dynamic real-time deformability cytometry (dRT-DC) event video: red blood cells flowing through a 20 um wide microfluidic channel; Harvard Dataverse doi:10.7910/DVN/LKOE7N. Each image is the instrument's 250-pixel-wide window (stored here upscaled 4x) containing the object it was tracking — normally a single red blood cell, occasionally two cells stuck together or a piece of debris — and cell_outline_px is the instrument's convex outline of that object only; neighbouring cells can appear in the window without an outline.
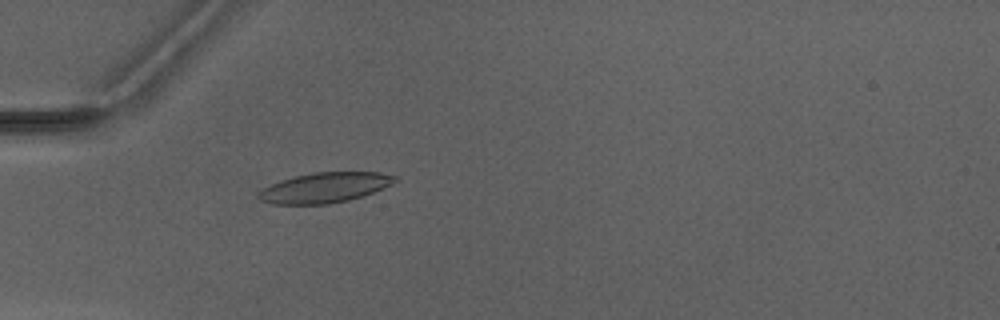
{"species": "Egyptian fruit bat (a non-hibernating species)", "species_latin": "Rousettus aegyptiacus", "temperature_condition": "warm", "stored_images_in_passage": 5, "camera_frame_rate_fps": 3000, "um_per_image_px": 0.085, "animal": {"sex": "male"}, "frame": {"image": 1, "passage_image": 5, "time_ms": 4.667, "image_size_px": [1000, 320], "cell_outline_px": [[396, 180], [392, 184], [372, 192], [348, 200], [328, 204], [272, 204], [260, 200], [256, 196], [264, 188], [280, 180], [312, 172], [380, 172], [396, 176]], "centroid_in_image_um": [27.58, 15.94], "position_along_channel_um": 57.4, "area_um2": 23.7}}